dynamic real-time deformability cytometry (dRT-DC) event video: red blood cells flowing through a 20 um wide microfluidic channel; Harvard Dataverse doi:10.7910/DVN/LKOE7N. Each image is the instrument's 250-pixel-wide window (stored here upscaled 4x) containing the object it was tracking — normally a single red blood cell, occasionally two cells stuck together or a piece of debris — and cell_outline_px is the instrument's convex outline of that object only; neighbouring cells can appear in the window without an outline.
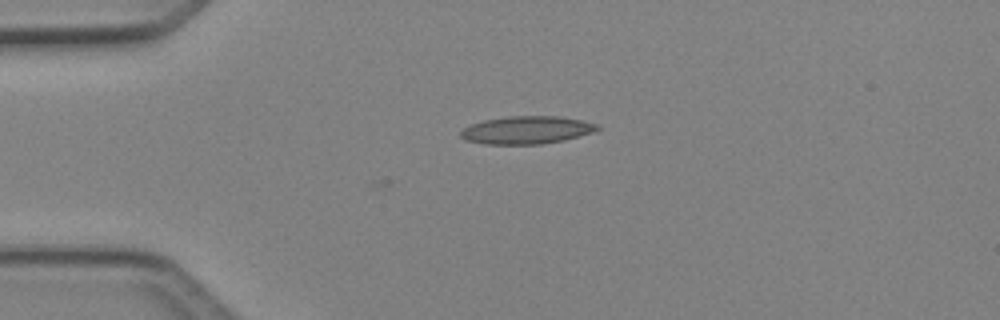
{"species": "Egyptian fruit bat (a non-hibernating species)", "species_latin": "Rousettus aegyptiacus", "temperature_condition": "cold", "stored_images_in_passage": 32, "camera_frame_rate_fps": 3000, "um_per_image_px": 0.085, "animal": {"sex": "female"}, "frame": {"image": 1, "passage_image": 1, "time_ms": 0.0, "image_size_px": [1000, 320], "cell_outline_px": [[600, 128], [592, 132], [564, 140], [540, 144], [484, 144], [464, 140], [460, 136], [460, 132], [464, 128], [472, 124], [484, 120], [512, 116], [556, 116], [580, 120], [596, 124]], "centroid_in_image_um": [44.72, 11.06], "position_along_channel_um": 40.3, "area_um2": 21.85}}
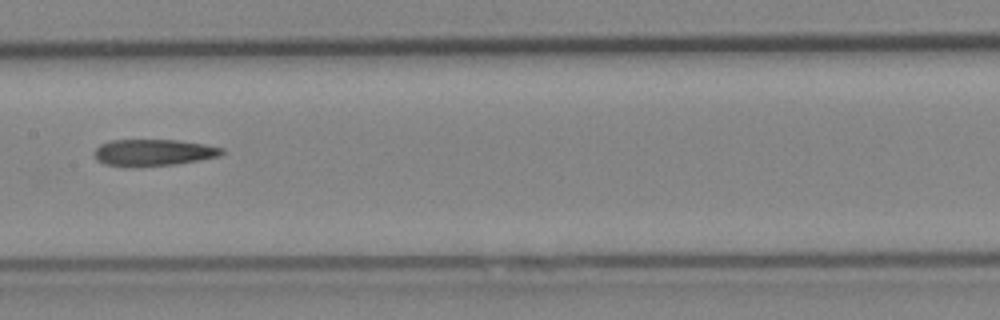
{"frame": {"image": 2, "passage_image": 14, "time_ms": 4.333, "image_size_px": [1000, 320], "cell_outline_px": [[224, 152], [220, 156], [200, 160], [176, 164], [136, 168], [132, 168], [104, 164], [96, 160], [92, 152], [100, 144], [108, 140], [176, 140], [204, 144], [224, 148]], "centroid_in_image_um": [12.99, 12.98], "position_along_channel_um": 194.4, "area_um2": 20.29}}
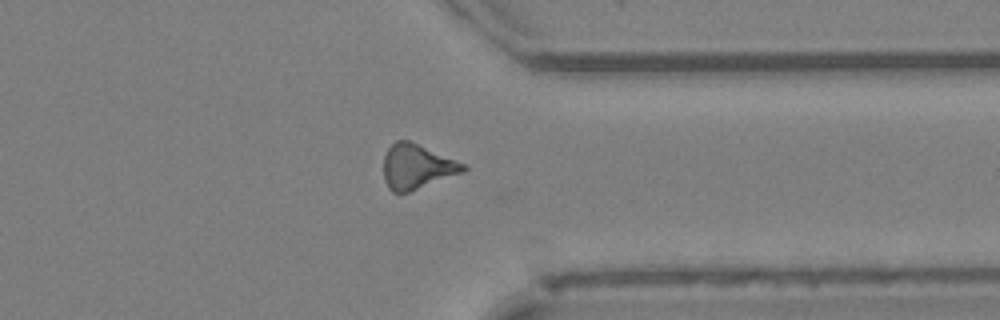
{"frame": {"image": 3, "passage_image": 27, "time_ms": 8.667, "image_size_px": [1000, 320], "cell_outline_px": [[468, 168], [464, 172], [408, 192], [392, 192], [388, 188], [384, 180], [384, 156], [388, 148], [396, 140], [408, 140], [468, 164]], "centroid_in_image_um": [35.46, 14.16], "position_along_channel_um": 375.9, "area_um2": 20.81}}